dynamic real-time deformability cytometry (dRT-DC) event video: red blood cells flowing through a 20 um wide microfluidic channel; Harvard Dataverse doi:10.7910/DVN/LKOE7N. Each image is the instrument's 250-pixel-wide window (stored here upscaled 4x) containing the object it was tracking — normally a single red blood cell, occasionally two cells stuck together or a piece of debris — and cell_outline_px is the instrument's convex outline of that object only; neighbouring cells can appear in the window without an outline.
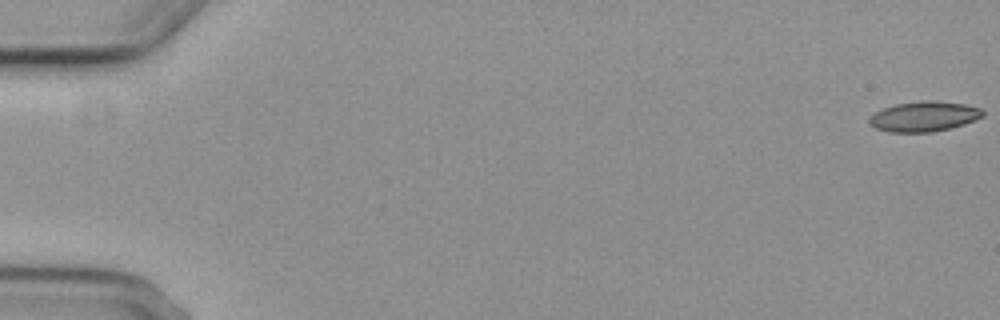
{"species": "common noctule bat (a hibernating species)", "species_latin": "Nyctalus noctula", "temperature_condition": "cold", "stored_images_in_passage": 6, "segment_of_instrument_passage": [1, 2], "camera_frame_rate_fps": 3000, "um_per_image_px": 0.085, "animal": {"sex": "female", "body_mass_g": 29.2, "forearm_length_mm": 56.3}, "frame": {"image": 1, "passage_image": 1, "time_ms": 0.0, "image_size_px": [1000, 320], "cell_outline_px": [[984, 116], [976, 120], [964, 124], [932, 132], [888, 132], [876, 128], [868, 120], [876, 112], [884, 108], [896, 104], [924, 100], [936, 100], [964, 104], [980, 108], [984, 112]], "centroid_in_image_um": [78.58, 9.89], "position_along_channel_um": 6.4, "area_um2": 19.77}}
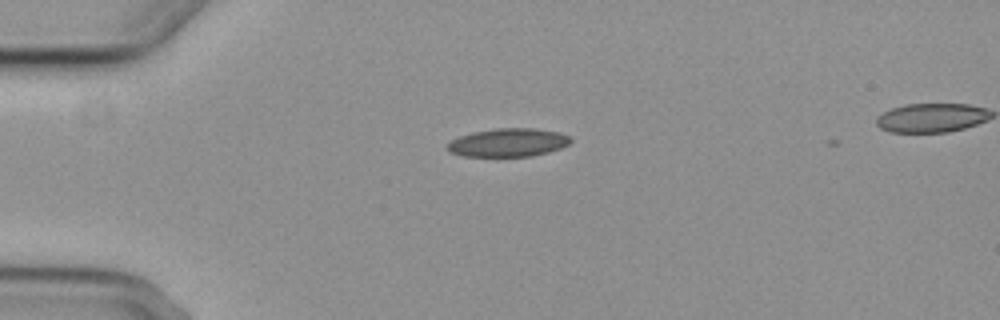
{"frame": {"image": 2, "passage_image": 4, "time_ms": 4.667, "image_size_px": [1000, 320], "cell_outline_px": [[572, 140], [568, 144], [560, 148], [548, 152], [532, 156], [464, 156], [452, 152], [448, 148], [448, 144], [452, 140], [460, 136], [472, 132], [496, 128], [536, 128], [560, 132], [572, 136]], "centroid_in_image_um": [43.26, 12.1], "position_along_channel_um": 41.7, "area_um2": 20.29}}